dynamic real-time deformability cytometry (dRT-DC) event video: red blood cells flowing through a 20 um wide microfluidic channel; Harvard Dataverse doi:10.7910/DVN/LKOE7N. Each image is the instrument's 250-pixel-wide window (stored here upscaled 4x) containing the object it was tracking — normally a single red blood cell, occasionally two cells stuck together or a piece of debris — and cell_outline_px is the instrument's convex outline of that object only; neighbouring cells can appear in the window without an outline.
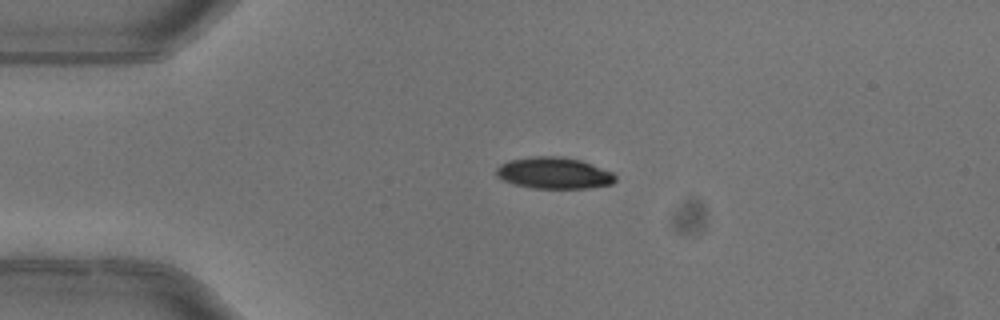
{"species": "common noctule bat (a hibernating species)", "species_latin": "Nyctalus noctula", "temperature_condition": "warm", "stored_images_in_passage": 2, "camera_frame_rate_fps": 3000, "um_per_image_px": 0.085, "animal": {"sex": "female"}, "frame": {"image": 1, "passage_image": 2, "time_ms": 0.333, "image_size_px": [1000, 320], "cell_outline_px": [[616, 180], [612, 184], [588, 188], [532, 188], [516, 184], [504, 180], [496, 176], [496, 168], [500, 164], [508, 160], [532, 156], [564, 156], [580, 160], [592, 164], [612, 172], [616, 176]], "centroid_in_image_um": [47.08, 14.7], "position_along_channel_um": 37.9, "area_um2": 21.91}}